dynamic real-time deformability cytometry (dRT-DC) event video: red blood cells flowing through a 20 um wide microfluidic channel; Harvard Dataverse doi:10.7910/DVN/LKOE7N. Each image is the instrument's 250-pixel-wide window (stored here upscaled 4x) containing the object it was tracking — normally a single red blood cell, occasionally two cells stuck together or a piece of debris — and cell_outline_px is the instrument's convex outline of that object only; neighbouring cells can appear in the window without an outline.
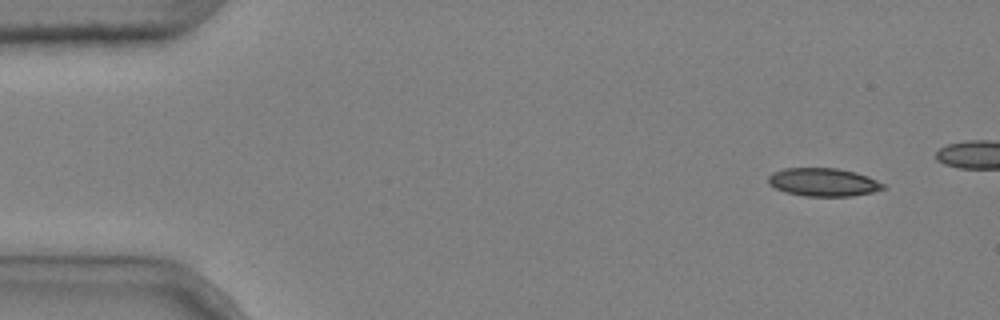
{"species": "common noctule bat (a hibernating species)", "species_latin": "Nyctalus noctula", "temperature_condition": "cold", "stored_images_in_passage": 4, "camera_frame_rate_fps": 3000, "um_per_image_px": 0.085, "animal": {"sex": "male", "body_mass_g": 20.4}, "frame": {"image": 1, "passage_image": 1, "time_ms": 0.0, "image_size_px": [1000, 320], "cell_outline_px": [[888, 188], [872, 192], [852, 196], [804, 196], [784, 192], [768, 184], [768, 176], [772, 172], [784, 168], [836, 168], [856, 172], [868, 176], [884, 184]], "centroid_in_image_um": [69.98, 15.48], "position_along_channel_um": 15.0, "area_um2": 19.02}}